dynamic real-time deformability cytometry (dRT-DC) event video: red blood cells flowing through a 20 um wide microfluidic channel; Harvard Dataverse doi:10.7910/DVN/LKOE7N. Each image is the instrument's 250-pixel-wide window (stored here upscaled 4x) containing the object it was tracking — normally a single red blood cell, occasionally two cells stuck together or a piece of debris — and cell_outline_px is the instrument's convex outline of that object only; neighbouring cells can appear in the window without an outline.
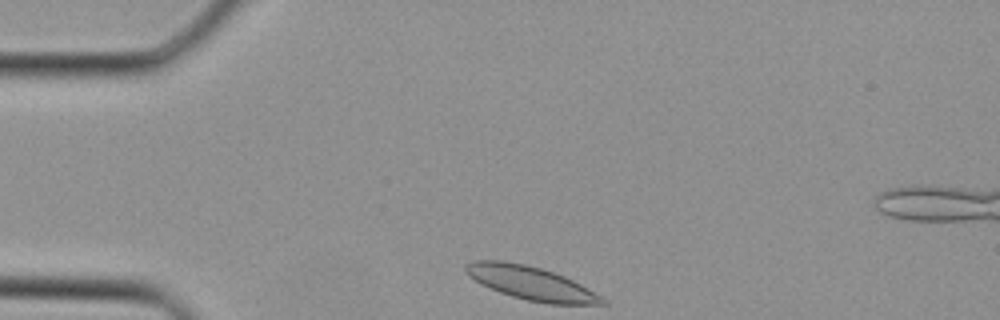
{"species": "Egyptian fruit bat (a non-hibernating species)", "species_latin": "Rousettus aegyptiacus", "temperature_condition": "cold", "stored_images_in_passage": 33, "camera_frame_rate_fps": 3000, "um_per_image_px": 0.085, "animal": {"sex": "female"}, "frame": {"image": 1, "passage_image": 1, "time_ms": 0.0, "image_size_px": [1000, 320], "cell_outline_px": [[608, 304], [548, 304], [528, 300], [512, 296], [500, 292], [480, 284], [468, 276], [464, 272], [464, 264], [476, 260], [504, 260], [524, 264], [540, 268], [564, 276], [580, 284], [608, 300]], "centroid_in_image_um": [45.09, 24.06], "position_along_channel_um": 39.9, "area_um2": 26.65}}
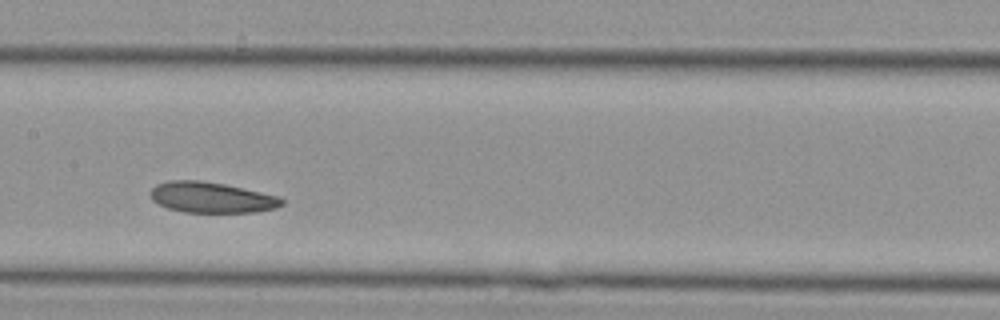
{"frame": {"image": 2, "passage_image": 12, "time_ms": 3.667, "image_size_px": [1000, 320], "cell_outline_px": [[284, 204], [276, 208], [256, 212], [184, 212], [168, 208], [152, 200], [148, 192], [156, 184], [168, 180], [200, 180], [224, 184], [280, 196], [284, 200]], "centroid_in_image_um": [17.97, 16.78], "position_along_channel_um": 189.4, "area_um2": 23.64}}
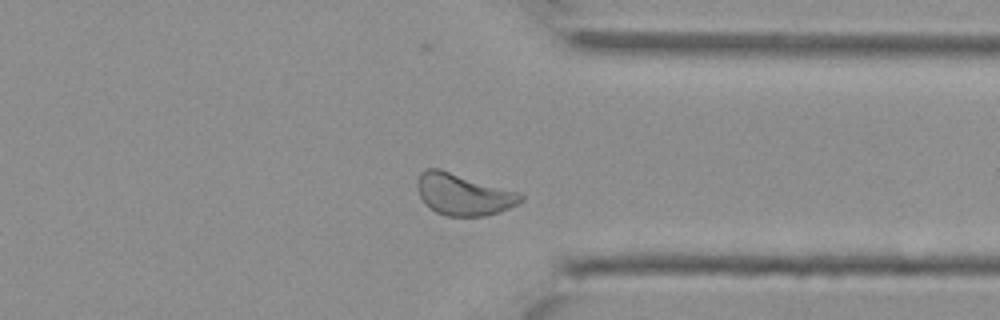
{"frame": {"image": 3, "passage_image": 23, "time_ms": 7.333, "image_size_px": [1000, 320], "cell_outline_px": [[524, 200], [500, 212], [484, 216], [444, 216], [436, 212], [424, 204], [416, 188], [416, 184], [420, 172], [428, 168], [440, 168], [520, 192], [524, 196]], "centroid_in_image_um": [39.37, 16.51], "position_along_channel_um": 372.0, "area_um2": 25.43}}